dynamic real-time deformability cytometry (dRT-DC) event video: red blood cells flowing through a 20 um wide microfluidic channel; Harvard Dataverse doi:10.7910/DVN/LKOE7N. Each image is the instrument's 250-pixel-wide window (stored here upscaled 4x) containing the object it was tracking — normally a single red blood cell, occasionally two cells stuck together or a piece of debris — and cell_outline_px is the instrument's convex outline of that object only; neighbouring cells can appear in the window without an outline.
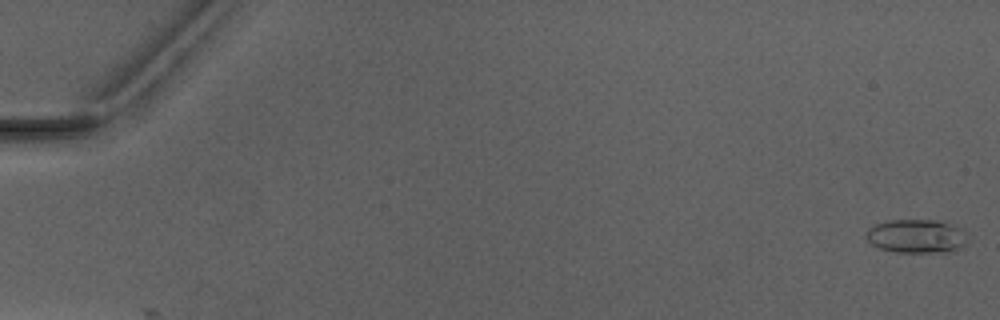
{"species": "Egyptian fruit bat (a non-hibernating species)", "species_latin": "Rousettus aegyptiacus", "temperature_condition": "warm", "stored_images_in_passage": 7, "camera_frame_rate_fps": 3000, "um_per_image_px": 0.085, "animal": {"sex": "male"}, "frame": {"image": 1, "passage_image": 1, "time_ms": 0.0, "image_size_px": [1000, 320], "cell_outline_px": [[964, 244], [952, 248], [928, 252], [896, 252], [880, 248], [872, 244], [864, 236], [868, 228], [876, 224], [888, 220], [936, 220], [964, 228]], "centroid_in_image_um": [77.79, 20.04], "position_along_channel_um": 7.2, "area_um2": 19.31}}
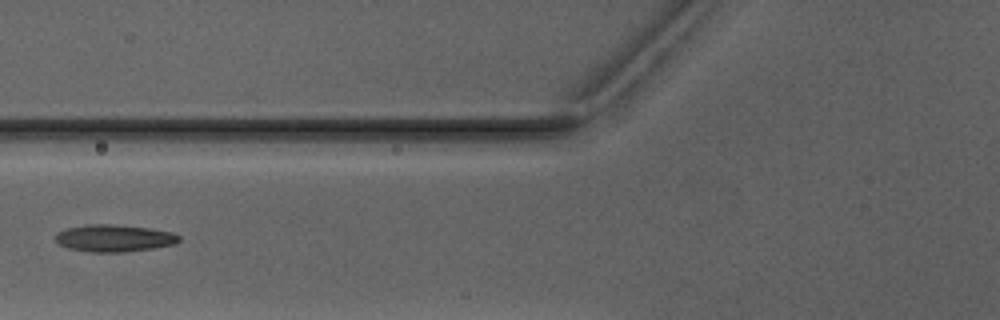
{"frame": {"image": 2, "passage_image": 7, "time_ms": 7.0, "image_size_px": [1000, 320], "cell_outline_px": [[180, 240], [176, 244], [156, 248], [124, 252], [92, 252], [68, 248], [56, 244], [52, 240], [52, 236], [56, 232], [64, 228], [88, 224], [108, 224], [148, 228], [172, 232], [180, 236]], "centroid_in_image_um": [9.62, 20.25], "position_along_channel_um": 116.2, "area_um2": 19.94}}